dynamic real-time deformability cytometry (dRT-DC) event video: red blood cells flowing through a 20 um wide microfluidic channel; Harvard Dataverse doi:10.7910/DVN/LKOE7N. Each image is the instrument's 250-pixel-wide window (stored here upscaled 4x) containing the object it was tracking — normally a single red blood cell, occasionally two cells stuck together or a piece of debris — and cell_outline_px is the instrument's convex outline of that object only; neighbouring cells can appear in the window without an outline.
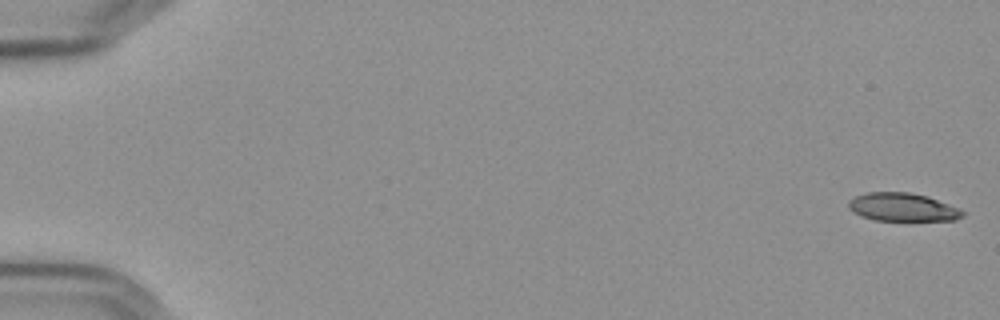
{"species": "Egyptian fruit bat (a non-hibernating species)", "species_latin": "Rousettus aegyptiacus", "temperature_condition": "cold", "stored_images_in_passage": 57, "camera_frame_rate_fps": 3000, "um_per_image_px": 0.085, "frame": {"image": 1, "passage_image": 1, "time_ms": 0.0, "image_size_px": [1000, 320], "cell_outline_px": [[964, 216], [956, 220], [876, 220], [860, 216], [852, 212], [848, 208], [848, 200], [856, 196], [868, 192], [908, 192], [928, 196], [948, 204], [964, 212]], "centroid_in_image_um": [76.68, 17.6], "position_along_channel_um": 8.3, "area_um2": 18.67}}
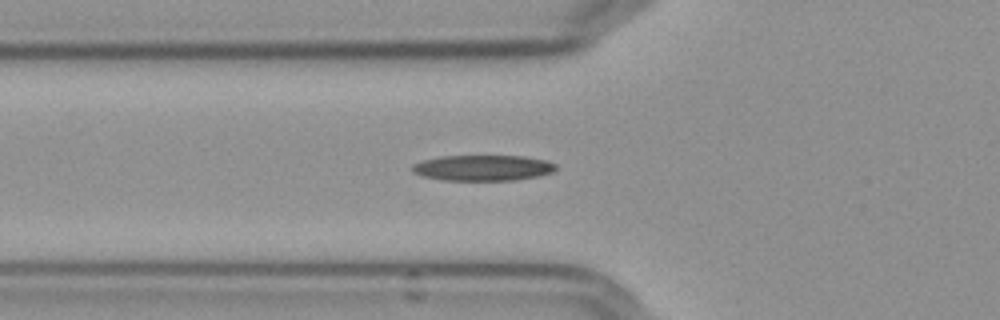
{"frame": {"image": 2, "passage_image": 21, "time_ms": 6.667, "image_size_px": [1000, 320], "cell_outline_px": [[556, 168], [552, 172], [536, 176], [516, 180], [444, 180], [420, 176], [412, 172], [412, 164], [424, 160], [440, 156], [524, 156], [548, 160], [556, 164]], "centroid_in_image_um": [41.03, 14.26], "position_along_channel_um": 84.8, "area_um2": 21.56}}
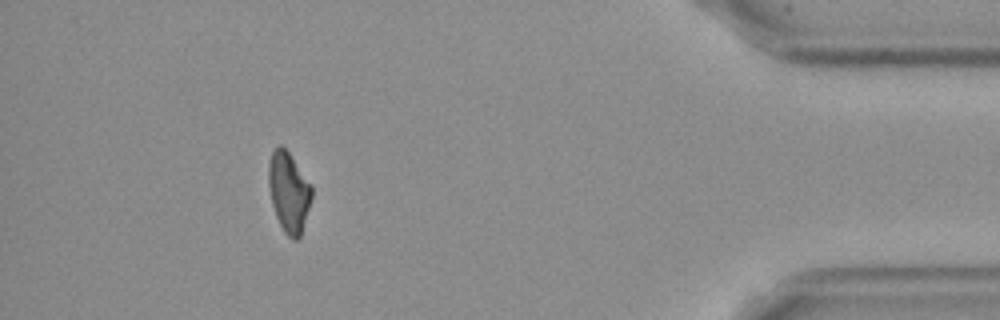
{"frame": {"image": 3, "passage_image": 52, "time_ms": 17.0, "image_size_px": [1000, 320], "cell_outline_px": [[312, 196], [300, 236], [296, 240], [292, 240], [284, 232], [276, 216], [272, 204], [268, 184], [268, 164], [272, 152], [280, 144], [288, 152], [312, 184]], "centroid_in_image_um": [24.54, 16.32], "position_along_channel_um": 410.7, "area_um2": 20.0}, "authors_computed_cell_mechanics": {"area_um2": 20.6346, "velocity_mm_per_s": 3.6206, "shape_relaxation_time_tau1_ms": 9.6314, "shape_relaxation_time_tau2_ms": 10.3044, "deformation_change_tau1": 0.2468, "deformation_change_tau2": 0.2192}}